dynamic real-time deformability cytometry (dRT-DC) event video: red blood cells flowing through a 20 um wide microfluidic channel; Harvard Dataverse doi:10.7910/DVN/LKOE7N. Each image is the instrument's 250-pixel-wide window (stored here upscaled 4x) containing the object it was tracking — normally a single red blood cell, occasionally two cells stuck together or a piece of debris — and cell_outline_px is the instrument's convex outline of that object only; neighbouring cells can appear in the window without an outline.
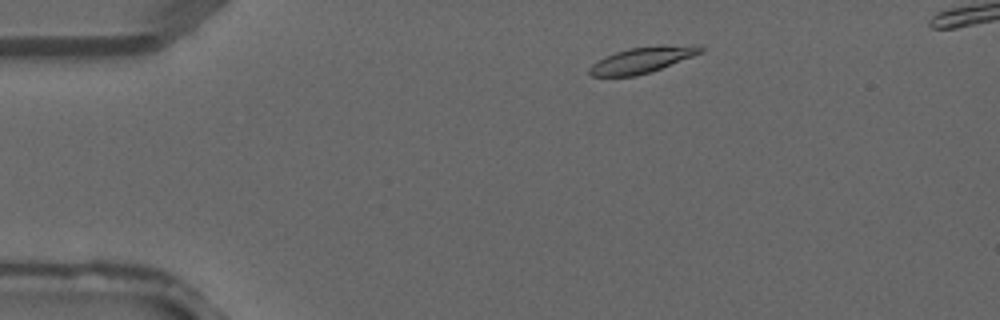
{"species": "common noctule bat (a hibernating species)", "species_latin": "Nyctalus noctula", "temperature_condition": "warm", "stored_images_in_passage": 4, "camera_frame_rate_fps": 3000, "um_per_image_px": 0.085, "animal": {"sex": "male", "forearm_length_mm": 52.5}, "frame": {"image": 1, "passage_image": 2, "time_ms": 0.333, "image_size_px": [1000, 320], "cell_outline_px": [[704, 52], [660, 68], [636, 76], [592, 76], [588, 72], [588, 68], [592, 64], [616, 52], [628, 48], [692, 44], [700, 44], [704, 48]], "centroid_in_image_um": [54.63, 5.09], "position_along_channel_um": 30.4, "area_um2": 16.42}}